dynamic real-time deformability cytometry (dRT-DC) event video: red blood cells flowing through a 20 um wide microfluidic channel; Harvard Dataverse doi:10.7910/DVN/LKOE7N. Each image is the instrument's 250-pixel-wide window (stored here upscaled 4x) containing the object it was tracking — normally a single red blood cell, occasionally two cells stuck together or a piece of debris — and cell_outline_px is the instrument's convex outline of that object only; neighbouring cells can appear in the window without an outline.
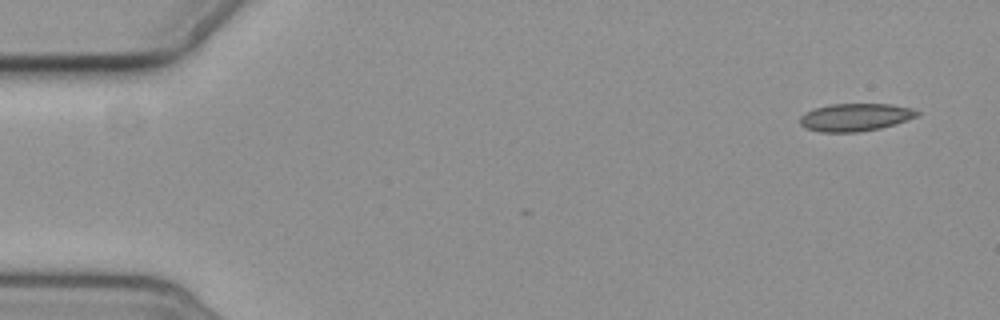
{"species": "common noctule bat (a hibernating species)", "species_latin": "Nyctalus noctula", "temperature_condition": "cold", "stored_images_in_passage": 5, "camera_frame_rate_fps": 3000, "um_per_image_px": 0.085, "animal": {"sex": "female", "body_mass_g": 19.3, "forearm_length_mm": 54.1}, "frame": {"image": 1, "passage_image": 1, "time_ms": 0.0, "image_size_px": [1000, 320], "cell_outline_px": [[920, 116], [880, 128], [860, 132], [820, 132], [804, 128], [800, 124], [800, 116], [804, 112], [812, 108], [828, 104], [892, 104], [912, 108], [920, 112]], "centroid_in_image_um": [72.67, 9.96], "position_along_channel_um": 12.3, "area_um2": 19.19}}
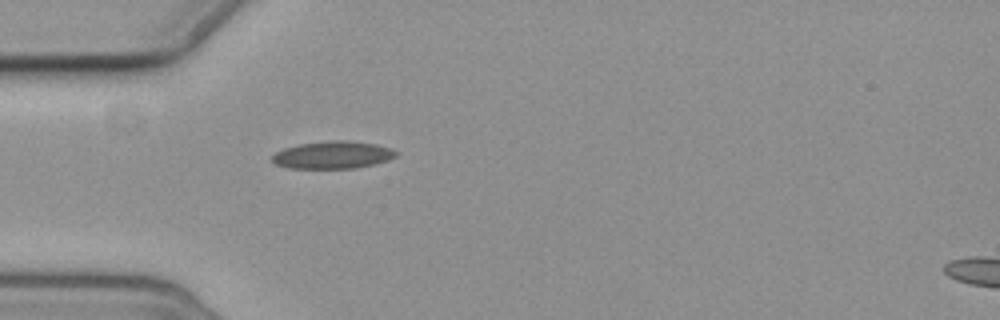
{"frame": {"image": 2, "passage_image": 5, "time_ms": 4.667, "image_size_px": [1000, 320], "cell_outline_px": [[400, 152], [396, 156], [388, 160], [376, 164], [356, 168], [288, 168], [276, 164], [272, 160], [272, 156], [276, 152], [284, 148], [300, 144], [328, 140], [348, 140], [376, 144], [392, 148]], "centroid_in_image_um": [28.34, 13.16], "position_along_channel_um": 56.7, "area_um2": 20.0}}